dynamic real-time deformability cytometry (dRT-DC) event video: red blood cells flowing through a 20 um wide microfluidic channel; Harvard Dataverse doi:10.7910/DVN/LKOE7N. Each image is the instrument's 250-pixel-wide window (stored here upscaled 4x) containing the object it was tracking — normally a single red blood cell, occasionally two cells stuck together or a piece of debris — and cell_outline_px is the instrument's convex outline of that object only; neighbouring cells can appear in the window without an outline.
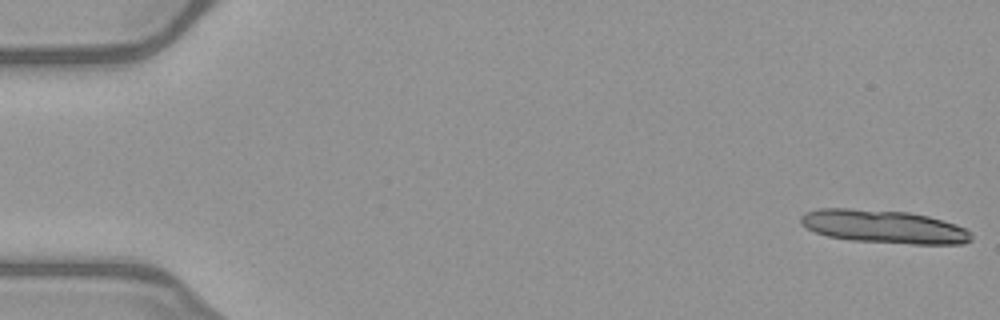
{"species": "common noctule bat (a hibernating species)", "species_latin": "Nyctalus noctula", "temperature_condition": "warm", "stored_images_in_passage": 14, "camera_frame_rate_fps": 3000, "um_per_image_px": 0.085, "animal": {"sex": "female", "body_mass_g": 21.9}, "frame": {"image": 1, "passage_image": 1, "time_ms": 0.0, "image_size_px": [1000, 320], "cell_outline_px": [[972, 240], [964, 244], [912, 244], [852, 240], [828, 236], [816, 232], [800, 224], [800, 216], [804, 212], [820, 208], [848, 208], [908, 212], [928, 216], [956, 224], [972, 232]], "centroid_in_image_um": [75.14, 19.26], "position_along_channel_um": 9.9, "area_um2": 33.12}}